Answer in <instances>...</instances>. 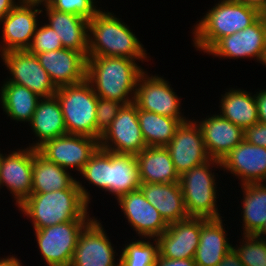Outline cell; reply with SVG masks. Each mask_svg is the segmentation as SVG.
I'll use <instances>...</instances> for the list:
<instances>
[{
    "instance_id": "6da1fadb",
    "label": "cell",
    "mask_w": 266,
    "mask_h": 266,
    "mask_svg": "<svg viewBox=\"0 0 266 266\" xmlns=\"http://www.w3.org/2000/svg\"><path fill=\"white\" fill-rule=\"evenodd\" d=\"M90 191L78 179L68 188L48 193H32L19 212L31 220L33 229H43L78 219H94L89 215Z\"/></svg>"
},
{
    "instance_id": "7a4b0ae2",
    "label": "cell",
    "mask_w": 266,
    "mask_h": 266,
    "mask_svg": "<svg viewBox=\"0 0 266 266\" xmlns=\"http://www.w3.org/2000/svg\"><path fill=\"white\" fill-rule=\"evenodd\" d=\"M124 57H87L86 80L95 94L127 105L133 103L139 77L145 70Z\"/></svg>"
},
{
    "instance_id": "3957f363",
    "label": "cell",
    "mask_w": 266,
    "mask_h": 266,
    "mask_svg": "<svg viewBox=\"0 0 266 266\" xmlns=\"http://www.w3.org/2000/svg\"><path fill=\"white\" fill-rule=\"evenodd\" d=\"M107 11V12H106ZM100 10L88 24L87 57H124L146 62L150 58L135 32L108 10Z\"/></svg>"
},
{
    "instance_id": "277c9868",
    "label": "cell",
    "mask_w": 266,
    "mask_h": 266,
    "mask_svg": "<svg viewBox=\"0 0 266 266\" xmlns=\"http://www.w3.org/2000/svg\"><path fill=\"white\" fill-rule=\"evenodd\" d=\"M260 11L236 0H219L192 29L193 46L204 54L221 38L253 24Z\"/></svg>"
},
{
    "instance_id": "5b68a950",
    "label": "cell",
    "mask_w": 266,
    "mask_h": 266,
    "mask_svg": "<svg viewBox=\"0 0 266 266\" xmlns=\"http://www.w3.org/2000/svg\"><path fill=\"white\" fill-rule=\"evenodd\" d=\"M222 170L221 161L209 159L195 166L179 177V184L184 198L185 208L189 217L219 219L218 190L215 173L212 168Z\"/></svg>"
},
{
    "instance_id": "8992f818",
    "label": "cell",
    "mask_w": 266,
    "mask_h": 266,
    "mask_svg": "<svg viewBox=\"0 0 266 266\" xmlns=\"http://www.w3.org/2000/svg\"><path fill=\"white\" fill-rule=\"evenodd\" d=\"M64 118L67 134L97 139L96 108L98 96L87 81L57 88L55 93Z\"/></svg>"
},
{
    "instance_id": "52a82bcc",
    "label": "cell",
    "mask_w": 266,
    "mask_h": 266,
    "mask_svg": "<svg viewBox=\"0 0 266 266\" xmlns=\"http://www.w3.org/2000/svg\"><path fill=\"white\" fill-rule=\"evenodd\" d=\"M93 219H78L35 231V238L47 266H70L78 238Z\"/></svg>"
},
{
    "instance_id": "ba28073f",
    "label": "cell",
    "mask_w": 266,
    "mask_h": 266,
    "mask_svg": "<svg viewBox=\"0 0 266 266\" xmlns=\"http://www.w3.org/2000/svg\"><path fill=\"white\" fill-rule=\"evenodd\" d=\"M44 11L37 0H21L5 17L2 24L0 54L12 50H27L32 42L38 18Z\"/></svg>"
},
{
    "instance_id": "9c48e42d",
    "label": "cell",
    "mask_w": 266,
    "mask_h": 266,
    "mask_svg": "<svg viewBox=\"0 0 266 266\" xmlns=\"http://www.w3.org/2000/svg\"><path fill=\"white\" fill-rule=\"evenodd\" d=\"M181 100L163 76L145 71L138 79L133 103L138 109L176 119H189L181 112Z\"/></svg>"
},
{
    "instance_id": "30bf717a",
    "label": "cell",
    "mask_w": 266,
    "mask_h": 266,
    "mask_svg": "<svg viewBox=\"0 0 266 266\" xmlns=\"http://www.w3.org/2000/svg\"><path fill=\"white\" fill-rule=\"evenodd\" d=\"M206 54L222 59L254 58L266 67V25L259 17L240 32L219 39Z\"/></svg>"
},
{
    "instance_id": "8fae6325",
    "label": "cell",
    "mask_w": 266,
    "mask_h": 266,
    "mask_svg": "<svg viewBox=\"0 0 266 266\" xmlns=\"http://www.w3.org/2000/svg\"><path fill=\"white\" fill-rule=\"evenodd\" d=\"M99 148V140L86 135L65 134L45 141L37 151L60 167L78 175Z\"/></svg>"
},
{
    "instance_id": "7c38bea8",
    "label": "cell",
    "mask_w": 266,
    "mask_h": 266,
    "mask_svg": "<svg viewBox=\"0 0 266 266\" xmlns=\"http://www.w3.org/2000/svg\"><path fill=\"white\" fill-rule=\"evenodd\" d=\"M0 56L10 74L4 81L27 87L41 98L55 95L57 88L36 55L27 50H12Z\"/></svg>"
},
{
    "instance_id": "4fadbf2b",
    "label": "cell",
    "mask_w": 266,
    "mask_h": 266,
    "mask_svg": "<svg viewBox=\"0 0 266 266\" xmlns=\"http://www.w3.org/2000/svg\"><path fill=\"white\" fill-rule=\"evenodd\" d=\"M99 147L114 153L137 155L147 145L134 103L123 105L110 127L100 137Z\"/></svg>"
},
{
    "instance_id": "5bb4252c",
    "label": "cell",
    "mask_w": 266,
    "mask_h": 266,
    "mask_svg": "<svg viewBox=\"0 0 266 266\" xmlns=\"http://www.w3.org/2000/svg\"><path fill=\"white\" fill-rule=\"evenodd\" d=\"M114 248L102 222L94 218L82 230L70 266H119Z\"/></svg>"
},
{
    "instance_id": "9a60e30c",
    "label": "cell",
    "mask_w": 266,
    "mask_h": 266,
    "mask_svg": "<svg viewBox=\"0 0 266 266\" xmlns=\"http://www.w3.org/2000/svg\"><path fill=\"white\" fill-rule=\"evenodd\" d=\"M192 119L181 123L172 140L165 146L179 176L210 159L202 132L194 117Z\"/></svg>"
},
{
    "instance_id": "2e32d148",
    "label": "cell",
    "mask_w": 266,
    "mask_h": 266,
    "mask_svg": "<svg viewBox=\"0 0 266 266\" xmlns=\"http://www.w3.org/2000/svg\"><path fill=\"white\" fill-rule=\"evenodd\" d=\"M33 148L0 151V189L4 186L20 206L32 194ZM2 186V187H1Z\"/></svg>"
},
{
    "instance_id": "e0dca14e",
    "label": "cell",
    "mask_w": 266,
    "mask_h": 266,
    "mask_svg": "<svg viewBox=\"0 0 266 266\" xmlns=\"http://www.w3.org/2000/svg\"><path fill=\"white\" fill-rule=\"evenodd\" d=\"M207 220L203 217H189L168 224V228L156 238L159 256L169 259H194L201 226Z\"/></svg>"
},
{
    "instance_id": "ac0fdd59",
    "label": "cell",
    "mask_w": 266,
    "mask_h": 266,
    "mask_svg": "<svg viewBox=\"0 0 266 266\" xmlns=\"http://www.w3.org/2000/svg\"><path fill=\"white\" fill-rule=\"evenodd\" d=\"M117 203L140 238L156 239L168 228L159 211L146 200L140 189L121 196Z\"/></svg>"
},
{
    "instance_id": "d6986e66",
    "label": "cell",
    "mask_w": 266,
    "mask_h": 266,
    "mask_svg": "<svg viewBox=\"0 0 266 266\" xmlns=\"http://www.w3.org/2000/svg\"><path fill=\"white\" fill-rule=\"evenodd\" d=\"M221 167L241 180V185L266 183V148L243 140L223 158Z\"/></svg>"
},
{
    "instance_id": "ffe728a7",
    "label": "cell",
    "mask_w": 266,
    "mask_h": 266,
    "mask_svg": "<svg viewBox=\"0 0 266 266\" xmlns=\"http://www.w3.org/2000/svg\"><path fill=\"white\" fill-rule=\"evenodd\" d=\"M36 56L56 88L86 80L87 58L80 52L62 48L38 53Z\"/></svg>"
},
{
    "instance_id": "44dd1931",
    "label": "cell",
    "mask_w": 266,
    "mask_h": 266,
    "mask_svg": "<svg viewBox=\"0 0 266 266\" xmlns=\"http://www.w3.org/2000/svg\"><path fill=\"white\" fill-rule=\"evenodd\" d=\"M195 122L202 132L205 147L211 159L222 161L236 145L244 140V129L217 113Z\"/></svg>"
},
{
    "instance_id": "7402d4cb",
    "label": "cell",
    "mask_w": 266,
    "mask_h": 266,
    "mask_svg": "<svg viewBox=\"0 0 266 266\" xmlns=\"http://www.w3.org/2000/svg\"><path fill=\"white\" fill-rule=\"evenodd\" d=\"M45 11L47 25L56 31L61 44L65 49L75 50L88 55V24L89 20L78 15L60 12L50 5H41Z\"/></svg>"
},
{
    "instance_id": "603a6c76",
    "label": "cell",
    "mask_w": 266,
    "mask_h": 266,
    "mask_svg": "<svg viewBox=\"0 0 266 266\" xmlns=\"http://www.w3.org/2000/svg\"><path fill=\"white\" fill-rule=\"evenodd\" d=\"M139 189L167 224L189 218L179 182L141 183Z\"/></svg>"
},
{
    "instance_id": "cb8c5ba5",
    "label": "cell",
    "mask_w": 266,
    "mask_h": 266,
    "mask_svg": "<svg viewBox=\"0 0 266 266\" xmlns=\"http://www.w3.org/2000/svg\"><path fill=\"white\" fill-rule=\"evenodd\" d=\"M225 220L208 219L200 231L199 244L194 256L197 266H217L225 254L232 249L233 244L227 238Z\"/></svg>"
},
{
    "instance_id": "d4e9b609",
    "label": "cell",
    "mask_w": 266,
    "mask_h": 266,
    "mask_svg": "<svg viewBox=\"0 0 266 266\" xmlns=\"http://www.w3.org/2000/svg\"><path fill=\"white\" fill-rule=\"evenodd\" d=\"M37 140L29 147L37 149L45 141L67 134L63 113L57 97H43L29 123Z\"/></svg>"
},
{
    "instance_id": "484cf974",
    "label": "cell",
    "mask_w": 266,
    "mask_h": 266,
    "mask_svg": "<svg viewBox=\"0 0 266 266\" xmlns=\"http://www.w3.org/2000/svg\"><path fill=\"white\" fill-rule=\"evenodd\" d=\"M141 183L179 182L170 152L166 147H146L136 155Z\"/></svg>"
},
{
    "instance_id": "4316f807",
    "label": "cell",
    "mask_w": 266,
    "mask_h": 266,
    "mask_svg": "<svg viewBox=\"0 0 266 266\" xmlns=\"http://www.w3.org/2000/svg\"><path fill=\"white\" fill-rule=\"evenodd\" d=\"M139 165L136 155L109 151L108 193L118 200L140 188Z\"/></svg>"
},
{
    "instance_id": "83f0119b",
    "label": "cell",
    "mask_w": 266,
    "mask_h": 266,
    "mask_svg": "<svg viewBox=\"0 0 266 266\" xmlns=\"http://www.w3.org/2000/svg\"><path fill=\"white\" fill-rule=\"evenodd\" d=\"M240 88H229L221 94L219 115L245 129L259 122L255 94Z\"/></svg>"
},
{
    "instance_id": "f1b7e54d",
    "label": "cell",
    "mask_w": 266,
    "mask_h": 266,
    "mask_svg": "<svg viewBox=\"0 0 266 266\" xmlns=\"http://www.w3.org/2000/svg\"><path fill=\"white\" fill-rule=\"evenodd\" d=\"M0 87V104L11 120L30 123L41 97L27 87L3 81Z\"/></svg>"
},
{
    "instance_id": "f546056e",
    "label": "cell",
    "mask_w": 266,
    "mask_h": 266,
    "mask_svg": "<svg viewBox=\"0 0 266 266\" xmlns=\"http://www.w3.org/2000/svg\"><path fill=\"white\" fill-rule=\"evenodd\" d=\"M70 171L44 158L33 148L32 193L68 189L76 178Z\"/></svg>"
},
{
    "instance_id": "4dcf8cb0",
    "label": "cell",
    "mask_w": 266,
    "mask_h": 266,
    "mask_svg": "<svg viewBox=\"0 0 266 266\" xmlns=\"http://www.w3.org/2000/svg\"><path fill=\"white\" fill-rule=\"evenodd\" d=\"M242 190V235H256L266 222V183L240 185ZM243 205V206H242Z\"/></svg>"
},
{
    "instance_id": "1f68e13d",
    "label": "cell",
    "mask_w": 266,
    "mask_h": 266,
    "mask_svg": "<svg viewBox=\"0 0 266 266\" xmlns=\"http://www.w3.org/2000/svg\"><path fill=\"white\" fill-rule=\"evenodd\" d=\"M141 132L147 147H165L181 123L189 119H176L137 108Z\"/></svg>"
},
{
    "instance_id": "d6a6232c",
    "label": "cell",
    "mask_w": 266,
    "mask_h": 266,
    "mask_svg": "<svg viewBox=\"0 0 266 266\" xmlns=\"http://www.w3.org/2000/svg\"><path fill=\"white\" fill-rule=\"evenodd\" d=\"M153 241H152V240ZM151 242H150V241ZM120 251L119 266H154L159 255L158 241L155 238H141L123 245Z\"/></svg>"
},
{
    "instance_id": "836d02e7",
    "label": "cell",
    "mask_w": 266,
    "mask_h": 266,
    "mask_svg": "<svg viewBox=\"0 0 266 266\" xmlns=\"http://www.w3.org/2000/svg\"><path fill=\"white\" fill-rule=\"evenodd\" d=\"M80 175L88 181L89 185L108 192L109 151L99 147L85 164Z\"/></svg>"
},
{
    "instance_id": "e575fe53",
    "label": "cell",
    "mask_w": 266,
    "mask_h": 266,
    "mask_svg": "<svg viewBox=\"0 0 266 266\" xmlns=\"http://www.w3.org/2000/svg\"><path fill=\"white\" fill-rule=\"evenodd\" d=\"M243 239V240H242ZM240 245L232 246L244 266H266V241L243 234Z\"/></svg>"
},
{
    "instance_id": "d590c367",
    "label": "cell",
    "mask_w": 266,
    "mask_h": 266,
    "mask_svg": "<svg viewBox=\"0 0 266 266\" xmlns=\"http://www.w3.org/2000/svg\"><path fill=\"white\" fill-rule=\"evenodd\" d=\"M43 24L44 25L38 24L32 42L27 49V51L33 55L42 52L56 51L63 48L56 31L45 22Z\"/></svg>"
},
{
    "instance_id": "8d00e7d4",
    "label": "cell",
    "mask_w": 266,
    "mask_h": 266,
    "mask_svg": "<svg viewBox=\"0 0 266 266\" xmlns=\"http://www.w3.org/2000/svg\"><path fill=\"white\" fill-rule=\"evenodd\" d=\"M97 2L96 0H55L50 6L60 12L91 20L101 10Z\"/></svg>"
},
{
    "instance_id": "74e56055",
    "label": "cell",
    "mask_w": 266,
    "mask_h": 266,
    "mask_svg": "<svg viewBox=\"0 0 266 266\" xmlns=\"http://www.w3.org/2000/svg\"><path fill=\"white\" fill-rule=\"evenodd\" d=\"M122 103L98 97L96 108L97 139L106 132L116 118Z\"/></svg>"
},
{
    "instance_id": "f35d334b",
    "label": "cell",
    "mask_w": 266,
    "mask_h": 266,
    "mask_svg": "<svg viewBox=\"0 0 266 266\" xmlns=\"http://www.w3.org/2000/svg\"><path fill=\"white\" fill-rule=\"evenodd\" d=\"M244 140L250 144L266 148V124L258 122L246 127Z\"/></svg>"
},
{
    "instance_id": "ab89813d",
    "label": "cell",
    "mask_w": 266,
    "mask_h": 266,
    "mask_svg": "<svg viewBox=\"0 0 266 266\" xmlns=\"http://www.w3.org/2000/svg\"><path fill=\"white\" fill-rule=\"evenodd\" d=\"M154 266H197L194 259H169L158 255Z\"/></svg>"
},
{
    "instance_id": "60d3db41",
    "label": "cell",
    "mask_w": 266,
    "mask_h": 266,
    "mask_svg": "<svg viewBox=\"0 0 266 266\" xmlns=\"http://www.w3.org/2000/svg\"><path fill=\"white\" fill-rule=\"evenodd\" d=\"M255 97L259 122L266 124V89L257 91Z\"/></svg>"
},
{
    "instance_id": "b9f144b4",
    "label": "cell",
    "mask_w": 266,
    "mask_h": 266,
    "mask_svg": "<svg viewBox=\"0 0 266 266\" xmlns=\"http://www.w3.org/2000/svg\"><path fill=\"white\" fill-rule=\"evenodd\" d=\"M217 266H244V265L241 263V260L239 259L235 250L232 248L225 254L224 258Z\"/></svg>"
},
{
    "instance_id": "7bdbcfd3",
    "label": "cell",
    "mask_w": 266,
    "mask_h": 266,
    "mask_svg": "<svg viewBox=\"0 0 266 266\" xmlns=\"http://www.w3.org/2000/svg\"><path fill=\"white\" fill-rule=\"evenodd\" d=\"M21 0H0V19L5 17Z\"/></svg>"
},
{
    "instance_id": "ee69618b",
    "label": "cell",
    "mask_w": 266,
    "mask_h": 266,
    "mask_svg": "<svg viewBox=\"0 0 266 266\" xmlns=\"http://www.w3.org/2000/svg\"><path fill=\"white\" fill-rule=\"evenodd\" d=\"M0 266H23V264L15 255H10L0 258Z\"/></svg>"
},
{
    "instance_id": "f6af8a7d",
    "label": "cell",
    "mask_w": 266,
    "mask_h": 266,
    "mask_svg": "<svg viewBox=\"0 0 266 266\" xmlns=\"http://www.w3.org/2000/svg\"><path fill=\"white\" fill-rule=\"evenodd\" d=\"M242 2L248 6L254 7L259 11L265 6L266 0H236Z\"/></svg>"
},
{
    "instance_id": "bcb514c9",
    "label": "cell",
    "mask_w": 266,
    "mask_h": 266,
    "mask_svg": "<svg viewBox=\"0 0 266 266\" xmlns=\"http://www.w3.org/2000/svg\"><path fill=\"white\" fill-rule=\"evenodd\" d=\"M266 222L263 225V227L261 228V230L256 234L257 237H259L262 240L266 241Z\"/></svg>"
},
{
    "instance_id": "7dc6e473",
    "label": "cell",
    "mask_w": 266,
    "mask_h": 266,
    "mask_svg": "<svg viewBox=\"0 0 266 266\" xmlns=\"http://www.w3.org/2000/svg\"><path fill=\"white\" fill-rule=\"evenodd\" d=\"M260 17L262 18L263 22L266 25V4L265 6L260 10Z\"/></svg>"
},
{
    "instance_id": "c3c4849f",
    "label": "cell",
    "mask_w": 266,
    "mask_h": 266,
    "mask_svg": "<svg viewBox=\"0 0 266 266\" xmlns=\"http://www.w3.org/2000/svg\"><path fill=\"white\" fill-rule=\"evenodd\" d=\"M41 5H51L55 0H37Z\"/></svg>"
}]
</instances>
